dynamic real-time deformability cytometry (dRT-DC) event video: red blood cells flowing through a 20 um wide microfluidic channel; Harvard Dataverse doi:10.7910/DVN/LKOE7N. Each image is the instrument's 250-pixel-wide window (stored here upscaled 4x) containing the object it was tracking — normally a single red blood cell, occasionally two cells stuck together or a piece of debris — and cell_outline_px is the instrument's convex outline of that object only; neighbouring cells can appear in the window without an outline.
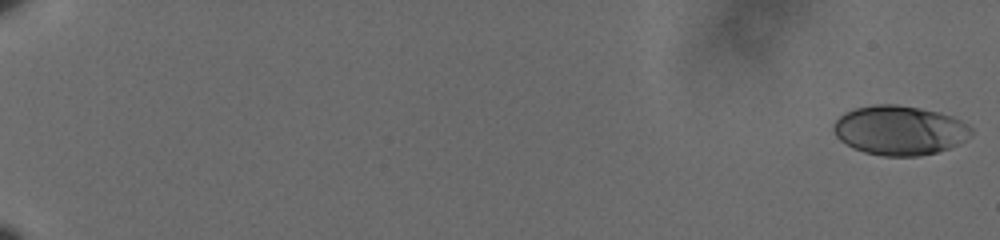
{"species": "human", "species_latin": "Homo sapiens", "temperature_condition": "cold", "stored_images_in_passage": 61, "camera_frame_rate_fps": 3000, "um_per_image_px": 0.085, "donor": {"sex": "male"}, "frame": {"image": 1, "passage_image": 1, "time_ms": 0.0, "image_size_px": [1000, 240], "cell_outline_px": [[972, 136], [948, 148], [936, 152], [920, 156], [884, 156], [864, 152], [840, 140], [836, 136], [832, 128], [836, 120], [844, 112], [856, 108], [876, 104], [896, 104], [920, 108], [940, 112], [952, 116], [960, 120], [972, 128]], "centroid_in_image_um": [76.47, 11.07], "position_along_channel_um": 8.5, "area_um2": 39.48}}
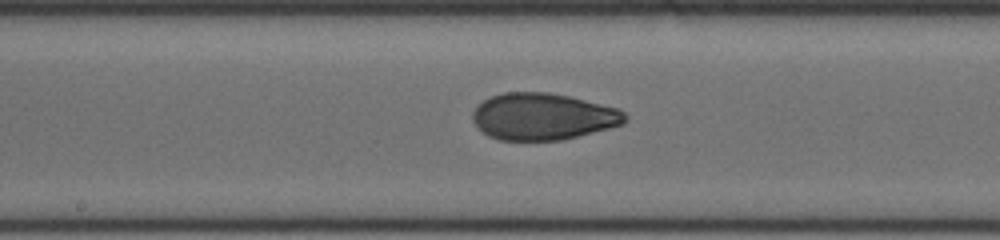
{"frame": {"image": 2, "passage_image": 36, "time_ms": 11.667, "image_size_px": [1000, 240], "cell_outline_px": [[628, 120], [624, 124], [564, 140], [500, 140], [488, 136], [472, 120], [472, 112], [484, 100], [492, 96], [504, 92], [548, 92], [568, 96], [620, 108], [628, 116]], "centroid_in_image_um": [46.19, 9.91], "position_along_channel_um": 202.0, "area_um2": 41.62}}
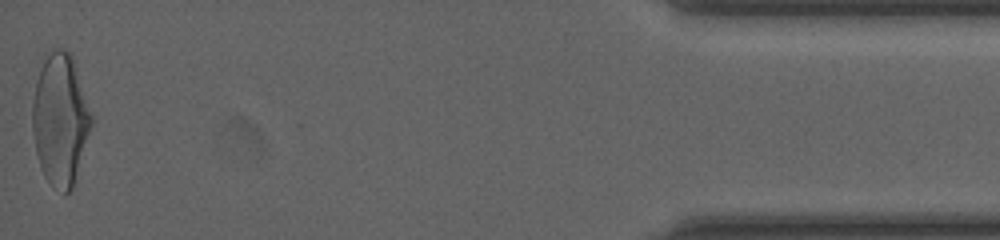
{"frame": {"image": 3, "passage_image": 61, "time_ms": 20.0, "image_size_px": [1000, 240], "cell_outline_px": [[92, 124], [72, 188], [64, 196], [52, 188], [44, 176], [40, 168], [36, 152], [32, 128], [32, 100], [36, 80], [44, 60], [56, 48], [60, 48], [68, 52], [72, 60], [92, 116]], "centroid_in_image_um": [5.09, 10.26], "position_along_channel_um": 430.1, "area_um2": 44.51}, "authors_computed_cell_mechanics": {"area_um2": 40.8646, "velocity_mm_per_s": 3.6113, "shape_relaxation_time_tau1_ms": 6.287, "shape_relaxation_time_tau2_ms": 1.4247, "deformation_change_tau1": 0.1798, "deformation_change_tau2": 0.0673}}